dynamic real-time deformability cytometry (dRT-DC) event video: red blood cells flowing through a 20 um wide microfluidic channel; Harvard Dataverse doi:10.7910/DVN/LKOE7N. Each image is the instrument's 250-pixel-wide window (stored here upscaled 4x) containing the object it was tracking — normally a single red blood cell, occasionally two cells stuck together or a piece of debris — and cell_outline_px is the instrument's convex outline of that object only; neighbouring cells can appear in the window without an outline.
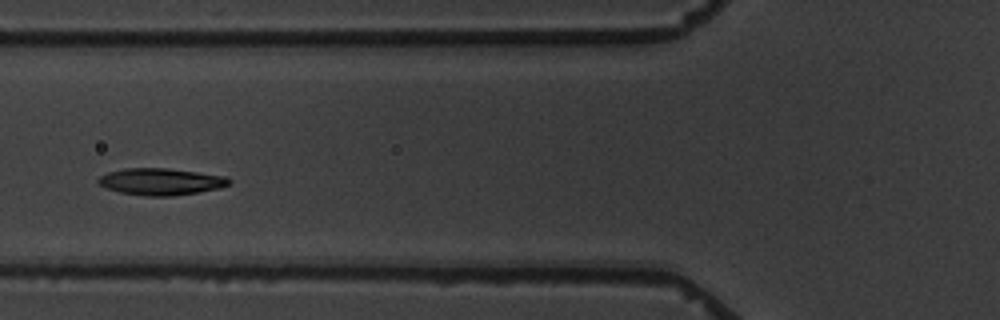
{"species": "common noctule bat (a hibernating species)", "species_latin": "Nyctalus noctula", "temperature_condition": "warm", "stored_images_in_passage": 7, "camera_frame_rate_fps": 3000, "um_per_image_px": 0.085, "animal": {"sex": "male", "body_mass_g": 19.5, "forearm_length_mm": 54.6}, "frame": {"image": 1, "passage_image": 5, "time_ms": 4.667, "image_size_px": [1000, 320], "cell_outline_px": [[232, 180], [228, 184], [220, 188], [172, 196], [148, 196], [120, 192], [104, 188], [96, 180], [100, 176], [108, 172], [124, 168], [168, 168], [228, 176]], "centroid_in_image_um": [13.67, 15.43], "position_along_channel_um": 112.1, "area_um2": 20.46}}
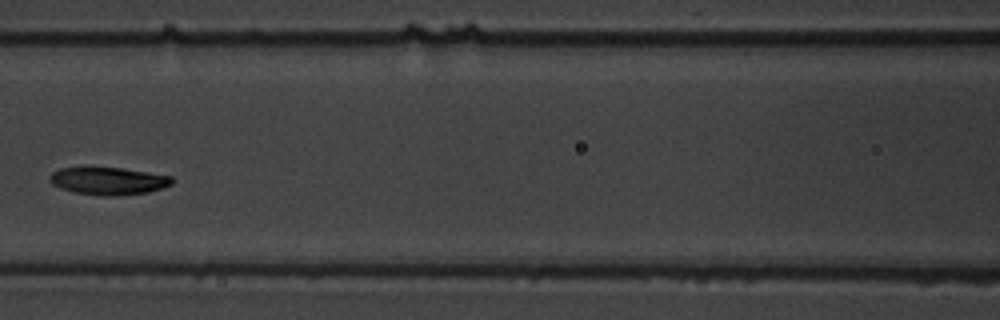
{"frame": {"image": 2, "passage_image": 6, "time_ms": 6.0, "image_size_px": [1000, 320], "cell_outline_px": [[172, 184], [148, 192], [112, 196], [104, 196], [72, 192], [60, 188], [52, 184], [48, 180], [48, 176], [52, 172], [60, 168], [120, 168], [172, 176]], "centroid_in_image_um": [9.16, 15.39], "position_along_channel_um": 157.4, "area_um2": 19.42}}
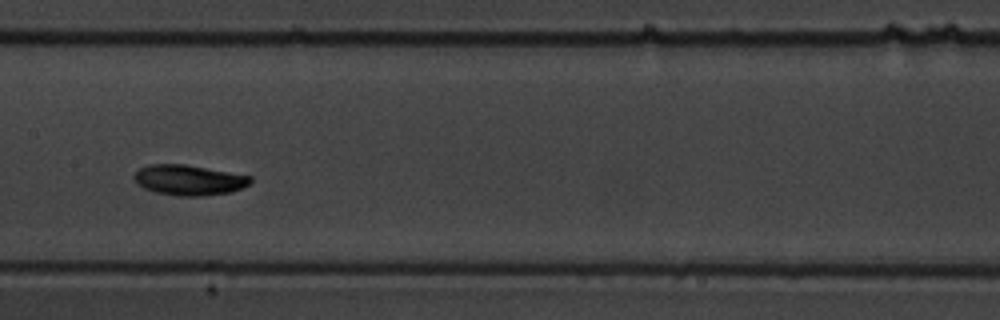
{"frame": {"image": 3, "passage_image": 7, "time_ms": 7.0, "image_size_px": [1000, 320], "cell_outline_px": [[252, 180], [248, 184], [232, 192], [200, 196], [176, 196], [156, 192], [144, 188], [136, 184], [132, 176], [140, 168], [148, 164], [184, 164], [252, 176]], "centroid_in_image_um": [16.02, 15.3], "position_along_channel_um": 191.4, "area_um2": 20.58}}